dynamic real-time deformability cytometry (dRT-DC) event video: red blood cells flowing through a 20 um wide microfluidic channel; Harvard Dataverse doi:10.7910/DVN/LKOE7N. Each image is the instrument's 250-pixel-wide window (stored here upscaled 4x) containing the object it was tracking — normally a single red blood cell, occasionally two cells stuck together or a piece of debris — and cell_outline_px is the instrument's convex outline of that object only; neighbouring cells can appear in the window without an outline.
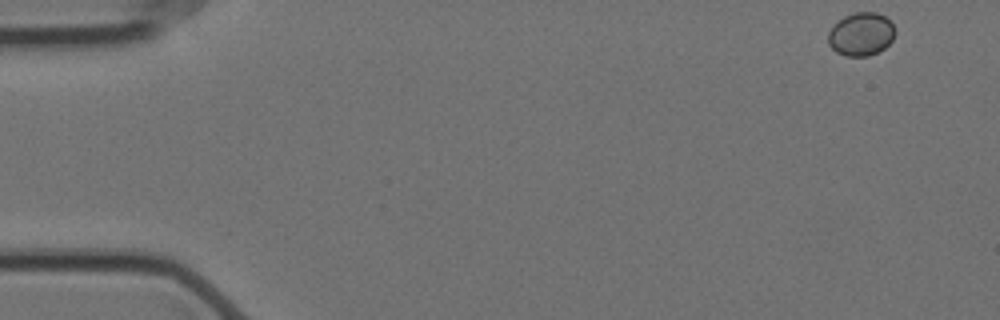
{"species": "Egyptian fruit bat (a non-hibernating species)", "species_latin": "Rousettus aegyptiacus", "temperature_condition": "cold", "stored_images_in_passage": 56, "camera_frame_rate_fps": 3000, "um_per_image_px": 0.085, "animal": {"sex": "female"}, "frame": {"image": 1, "passage_image": 1, "time_ms": 0.0, "image_size_px": [1000, 320], "cell_outline_px": [[896, 32], [892, 40], [880, 52], [868, 56], [844, 56], [836, 52], [828, 44], [828, 32], [844, 16], [856, 12], [876, 12], [884, 16], [896, 28]], "centroid_in_image_um": [73.21, 2.92], "position_along_channel_um": 11.8, "area_um2": 16.88}}
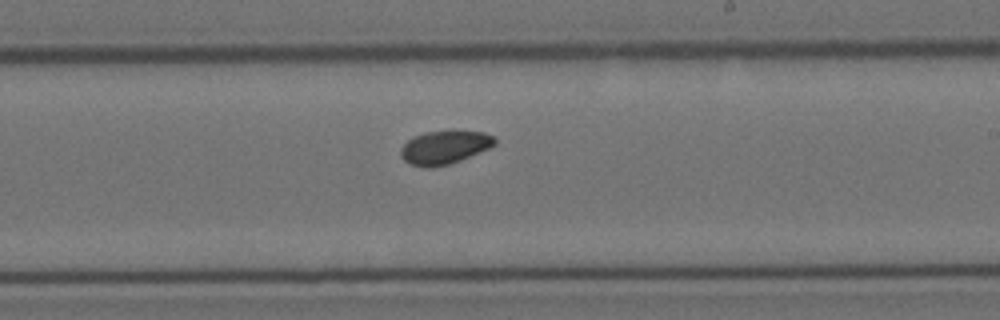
{"frame": {"image": 2, "passage_image": 32, "time_ms": 10.333, "image_size_px": [1000, 320], "cell_outline_px": [[496, 144], [488, 148], [460, 160], [448, 164], [432, 168], [424, 168], [412, 164], [404, 160], [400, 156], [400, 148], [412, 136], [424, 132], [484, 132], [496, 136]], "centroid_in_image_um": [37.75, 12.54], "position_along_channel_um": 251.2, "area_um2": 18.09}}
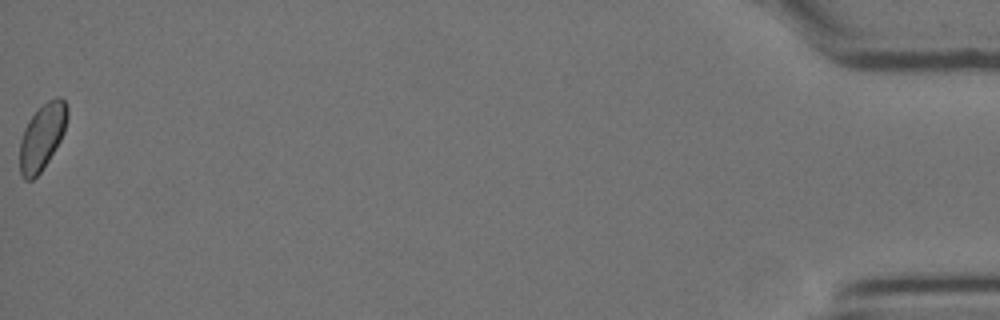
{"frame": {"image": 3, "passage_image": 56, "time_ms": 18.333, "image_size_px": [1000, 320], "cell_outline_px": [[68, 116], [64, 132], [60, 140], [48, 160], [40, 172], [32, 180], [24, 180], [20, 172], [20, 140], [24, 128], [28, 120], [48, 100], [56, 96], [60, 96], [64, 100], [68, 108]], "centroid_in_image_um": [3.58, 11.61], "position_along_channel_um": 431.6, "area_um2": 18.15}, "authors_computed_cell_mechanics": {"area_um2": 18.0914, "velocity_mm_per_s": 3.5044, "shape_relaxation_time_tau1_ms": null, "shape_relaxation_time_tau2_ms": 10.6096, "deformation_change_tau1": null, "deformation_change_tau2": 0.1023}}